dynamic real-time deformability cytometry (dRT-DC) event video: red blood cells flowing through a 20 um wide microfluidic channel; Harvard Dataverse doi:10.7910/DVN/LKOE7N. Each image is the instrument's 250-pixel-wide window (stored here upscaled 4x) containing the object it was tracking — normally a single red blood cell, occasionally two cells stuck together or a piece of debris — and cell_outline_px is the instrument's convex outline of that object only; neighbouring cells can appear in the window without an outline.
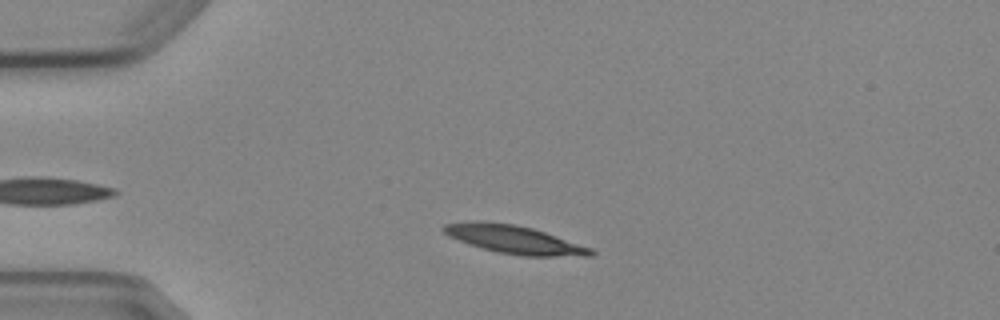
{"species": "Egyptian fruit bat (a non-hibernating species)", "species_latin": "Rousettus aegyptiacus", "temperature_condition": "cold", "stored_images_in_passage": 3, "camera_frame_rate_fps": 3000, "um_per_image_px": 0.085, "animal": {"sex": "female"}, "frame": {"image": 1, "passage_image": 2, "time_ms": 1.333, "image_size_px": [1000, 320], "cell_outline_px": [[596, 252], [592, 256], [524, 256], [496, 252], [448, 236], [440, 228], [444, 224], [472, 220], [476, 220], [512, 224], [532, 228], [592, 248]], "centroid_in_image_um": [43.71, 20.35], "position_along_channel_um": 41.3, "area_um2": 23.93}}